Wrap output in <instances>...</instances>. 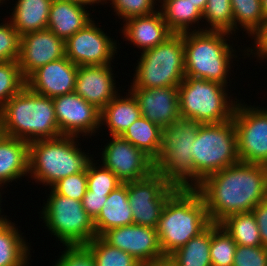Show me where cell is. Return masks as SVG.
<instances>
[{
  "label": "cell",
  "mask_w": 267,
  "mask_h": 266,
  "mask_svg": "<svg viewBox=\"0 0 267 266\" xmlns=\"http://www.w3.org/2000/svg\"><path fill=\"white\" fill-rule=\"evenodd\" d=\"M29 143L2 135L0 137V185H6L28 177ZM10 182V183H9Z\"/></svg>",
  "instance_id": "obj_23"
},
{
  "label": "cell",
  "mask_w": 267,
  "mask_h": 266,
  "mask_svg": "<svg viewBox=\"0 0 267 266\" xmlns=\"http://www.w3.org/2000/svg\"><path fill=\"white\" fill-rule=\"evenodd\" d=\"M264 18H267V0H261Z\"/></svg>",
  "instance_id": "obj_50"
},
{
  "label": "cell",
  "mask_w": 267,
  "mask_h": 266,
  "mask_svg": "<svg viewBox=\"0 0 267 266\" xmlns=\"http://www.w3.org/2000/svg\"><path fill=\"white\" fill-rule=\"evenodd\" d=\"M64 247L52 266H96L94 256L85 245Z\"/></svg>",
  "instance_id": "obj_41"
},
{
  "label": "cell",
  "mask_w": 267,
  "mask_h": 266,
  "mask_svg": "<svg viewBox=\"0 0 267 266\" xmlns=\"http://www.w3.org/2000/svg\"><path fill=\"white\" fill-rule=\"evenodd\" d=\"M51 188L59 195L82 201L87 190V169L60 179Z\"/></svg>",
  "instance_id": "obj_40"
},
{
  "label": "cell",
  "mask_w": 267,
  "mask_h": 266,
  "mask_svg": "<svg viewBox=\"0 0 267 266\" xmlns=\"http://www.w3.org/2000/svg\"><path fill=\"white\" fill-rule=\"evenodd\" d=\"M66 1H70V2H75V3H78V4H81L83 6H86L89 8V6H93L92 8L94 9V5H95V8H96V5L99 6V5H104L106 4V0H66Z\"/></svg>",
  "instance_id": "obj_46"
},
{
  "label": "cell",
  "mask_w": 267,
  "mask_h": 266,
  "mask_svg": "<svg viewBox=\"0 0 267 266\" xmlns=\"http://www.w3.org/2000/svg\"><path fill=\"white\" fill-rule=\"evenodd\" d=\"M128 89L137 99L141 115L161 128L181 117L178 86Z\"/></svg>",
  "instance_id": "obj_20"
},
{
  "label": "cell",
  "mask_w": 267,
  "mask_h": 266,
  "mask_svg": "<svg viewBox=\"0 0 267 266\" xmlns=\"http://www.w3.org/2000/svg\"><path fill=\"white\" fill-rule=\"evenodd\" d=\"M3 135L1 124H0V137Z\"/></svg>",
  "instance_id": "obj_52"
},
{
  "label": "cell",
  "mask_w": 267,
  "mask_h": 266,
  "mask_svg": "<svg viewBox=\"0 0 267 266\" xmlns=\"http://www.w3.org/2000/svg\"><path fill=\"white\" fill-rule=\"evenodd\" d=\"M94 256L96 266H141L130 254L106 243L100 236L85 245Z\"/></svg>",
  "instance_id": "obj_34"
},
{
  "label": "cell",
  "mask_w": 267,
  "mask_h": 266,
  "mask_svg": "<svg viewBox=\"0 0 267 266\" xmlns=\"http://www.w3.org/2000/svg\"><path fill=\"white\" fill-rule=\"evenodd\" d=\"M107 3L112 5L111 10L115 13L113 15H116L122 22L132 17L151 15L159 10L157 8L159 0H106Z\"/></svg>",
  "instance_id": "obj_38"
},
{
  "label": "cell",
  "mask_w": 267,
  "mask_h": 266,
  "mask_svg": "<svg viewBox=\"0 0 267 266\" xmlns=\"http://www.w3.org/2000/svg\"><path fill=\"white\" fill-rule=\"evenodd\" d=\"M96 236L109 229L134 224L128 201L127 182L122 183L107 196L99 215L93 220Z\"/></svg>",
  "instance_id": "obj_25"
},
{
  "label": "cell",
  "mask_w": 267,
  "mask_h": 266,
  "mask_svg": "<svg viewBox=\"0 0 267 266\" xmlns=\"http://www.w3.org/2000/svg\"><path fill=\"white\" fill-rule=\"evenodd\" d=\"M140 53L129 88L179 86L184 80L183 33L173 34L165 42Z\"/></svg>",
  "instance_id": "obj_9"
},
{
  "label": "cell",
  "mask_w": 267,
  "mask_h": 266,
  "mask_svg": "<svg viewBox=\"0 0 267 266\" xmlns=\"http://www.w3.org/2000/svg\"><path fill=\"white\" fill-rule=\"evenodd\" d=\"M179 188L160 173L127 182V193L134 224L157 228L166 201Z\"/></svg>",
  "instance_id": "obj_12"
},
{
  "label": "cell",
  "mask_w": 267,
  "mask_h": 266,
  "mask_svg": "<svg viewBox=\"0 0 267 266\" xmlns=\"http://www.w3.org/2000/svg\"><path fill=\"white\" fill-rule=\"evenodd\" d=\"M195 189L203 198L211 223L251 212L267 199V166L239 162L206 177Z\"/></svg>",
  "instance_id": "obj_1"
},
{
  "label": "cell",
  "mask_w": 267,
  "mask_h": 266,
  "mask_svg": "<svg viewBox=\"0 0 267 266\" xmlns=\"http://www.w3.org/2000/svg\"><path fill=\"white\" fill-rule=\"evenodd\" d=\"M109 137L111 139L99 153V163L112 171L123 183L143 179L155 171L154 161L142 150L121 136Z\"/></svg>",
  "instance_id": "obj_14"
},
{
  "label": "cell",
  "mask_w": 267,
  "mask_h": 266,
  "mask_svg": "<svg viewBox=\"0 0 267 266\" xmlns=\"http://www.w3.org/2000/svg\"><path fill=\"white\" fill-rule=\"evenodd\" d=\"M5 19L0 23V62L18 61L20 35L10 21Z\"/></svg>",
  "instance_id": "obj_39"
},
{
  "label": "cell",
  "mask_w": 267,
  "mask_h": 266,
  "mask_svg": "<svg viewBox=\"0 0 267 266\" xmlns=\"http://www.w3.org/2000/svg\"><path fill=\"white\" fill-rule=\"evenodd\" d=\"M78 138L61 135L29 143L28 178L51 188L60 179L85 171L97 157L89 154L90 150L82 151Z\"/></svg>",
  "instance_id": "obj_5"
},
{
  "label": "cell",
  "mask_w": 267,
  "mask_h": 266,
  "mask_svg": "<svg viewBox=\"0 0 267 266\" xmlns=\"http://www.w3.org/2000/svg\"><path fill=\"white\" fill-rule=\"evenodd\" d=\"M108 195L109 194H94L86 190L82 199V206L93 220L99 215Z\"/></svg>",
  "instance_id": "obj_44"
},
{
  "label": "cell",
  "mask_w": 267,
  "mask_h": 266,
  "mask_svg": "<svg viewBox=\"0 0 267 266\" xmlns=\"http://www.w3.org/2000/svg\"><path fill=\"white\" fill-rule=\"evenodd\" d=\"M53 106L61 135L88 140L99 134L101 110L75 92L54 97Z\"/></svg>",
  "instance_id": "obj_15"
},
{
  "label": "cell",
  "mask_w": 267,
  "mask_h": 266,
  "mask_svg": "<svg viewBox=\"0 0 267 266\" xmlns=\"http://www.w3.org/2000/svg\"><path fill=\"white\" fill-rule=\"evenodd\" d=\"M194 188L206 177L240 162L233 119L201 124L193 142Z\"/></svg>",
  "instance_id": "obj_8"
},
{
  "label": "cell",
  "mask_w": 267,
  "mask_h": 266,
  "mask_svg": "<svg viewBox=\"0 0 267 266\" xmlns=\"http://www.w3.org/2000/svg\"><path fill=\"white\" fill-rule=\"evenodd\" d=\"M52 0H15L10 16L12 26L21 36L47 29Z\"/></svg>",
  "instance_id": "obj_26"
},
{
  "label": "cell",
  "mask_w": 267,
  "mask_h": 266,
  "mask_svg": "<svg viewBox=\"0 0 267 266\" xmlns=\"http://www.w3.org/2000/svg\"><path fill=\"white\" fill-rule=\"evenodd\" d=\"M121 137L142 150L153 161L158 158L162 137V128L158 124L141 116L123 132Z\"/></svg>",
  "instance_id": "obj_29"
},
{
  "label": "cell",
  "mask_w": 267,
  "mask_h": 266,
  "mask_svg": "<svg viewBox=\"0 0 267 266\" xmlns=\"http://www.w3.org/2000/svg\"><path fill=\"white\" fill-rule=\"evenodd\" d=\"M3 188H5L4 186H2V185H0V205H1V203H2V200H3V198H2V189ZM2 198V199H1ZM3 210H2V208H1V206H0V223H3V222H5V221H7L8 219H9V217H8V215L6 216H4V215H2L1 213H3L2 212ZM8 217V218H7Z\"/></svg>",
  "instance_id": "obj_49"
},
{
  "label": "cell",
  "mask_w": 267,
  "mask_h": 266,
  "mask_svg": "<svg viewBox=\"0 0 267 266\" xmlns=\"http://www.w3.org/2000/svg\"><path fill=\"white\" fill-rule=\"evenodd\" d=\"M210 224L201 194L195 188H179L166 201L156 228L163 255L168 257Z\"/></svg>",
  "instance_id": "obj_4"
},
{
  "label": "cell",
  "mask_w": 267,
  "mask_h": 266,
  "mask_svg": "<svg viewBox=\"0 0 267 266\" xmlns=\"http://www.w3.org/2000/svg\"><path fill=\"white\" fill-rule=\"evenodd\" d=\"M233 266H267V247L237 245Z\"/></svg>",
  "instance_id": "obj_42"
},
{
  "label": "cell",
  "mask_w": 267,
  "mask_h": 266,
  "mask_svg": "<svg viewBox=\"0 0 267 266\" xmlns=\"http://www.w3.org/2000/svg\"><path fill=\"white\" fill-rule=\"evenodd\" d=\"M202 15L203 20L201 23H206V25H201L203 26V31H222L233 35L231 0H207Z\"/></svg>",
  "instance_id": "obj_33"
},
{
  "label": "cell",
  "mask_w": 267,
  "mask_h": 266,
  "mask_svg": "<svg viewBox=\"0 0 267 266\" xmlns=\"http://www.w3.org/2000/svg\"><path fill=\"white\" fill-rule=\"evenodd\" d=\"M237 244L219 224L211 223L212 266H233Z\"/></svg>",
  "instance_id": "obj_35"
},
{
  "label": "cell",
  "mask_w": 267,
  "mask_h": 266,
  "mask_svg": "<svg viewBox=\"0 0 267 266\" xmlns=\"http://www.w3.org/2000/svg\"><path fill=\"white\" fill-rule=\"evenodd\" d=\"M97 161L93 159L87 166V190L94 194H110L123 182Z\"/></svg>",
  "instance_id": "obj_37"
},
{
  "label": "cell",
  "mask_w": 267,
  "mask_h": 266,
  "mask_svg": "<svg viewBox=\"0 0 267 266\" xmlns=\"http://www.w3.org/2000/svg\"><path fill=\"white\" fill-rule=\"evenodd\" d=\"M159 3L158 8L163 20L174 34L203 30L199 25L203 19L202 12L191 1L159 0Z\"/></svg>",
  "instance_id": "obj_28"
},
{
  "label": "cell",
  "mask_w": 267,
  "mask_h": 266,
  "mask_svg": "<svg viewBox=\"0 0 267 266\" xmlns=\"http://www.w3.org/2000/svg\"><path fill=\"white\" fill-rule=\"evenodd\" d=\"M233 11V36L236 32L245 31L248 37L264 21L261 0H231ZM243 28V29H242Z\"/></svg>",
  "instance_id": "obj_32"
},
{
  "label": "cell",
  "mask_w": 267,
  "mask_h": 266,
  "mask_svg": "<svg viewBox=\"0 0 267 266\" xmlns=\"http://www.w3.org/2000/svg\"><path fill=\"white\" fill-rule=\"evenodd\" d=\"M65 57V41L49 29L20 37L18 65L26 80L35 70Z\"/></svg>",
  "instance_id": "obj_17"
},
{
  "label": "cell",
  "mask_w": 267,
  "mask_h": 266,
  "mask_svg": "<svg viewBox=\"0 0 267 266\" xmlns=\"http://www.w3.org/2000/svg\"><path fill=\"white\" fill-rule=\"evenodd\" d=\"M92 16L86 6L66 0H52L47 29L66 41L90 23L94 19Z\"/></svg>",
  "instance_id": "obj_22"
},
{
  "label": "cell",
  "mask_w": 267,
  "mask_h": 266,
  "mask_svg": "<svg viewBox=\"0 0 267 266\" xmlns=\"http://www.w3.org/2000/svg\"><path fill=\"white\" fill-rule=\"evenodd\" d=\"M7 1H10V0H0V7H1L2 4H5L6 5V2Z\"/></svg>",
  "instance_id": "obj_51"
},
{
  "label": "cell",
  "mask_w": 267,
  "mask_h": 266,
  "mask_svg": "<svg viewBox=\"0 0 267 266\" xmlns=\"http://www.w3.org/2000/svg\"><path fill=\"white\" fill-rule=\"evenodd\" d=\"M242 100H238L232 117L239 160L267 166V106L247 105Z\"/></svg>",
  "instance_id": "obj_11"
},
{
  "label": "cell",
  "mask_w": 267,
  "mask_h": 266,
  "mask_svg": "<svg viewBox=\"0 0 267 266\" xmlns=\"http://www.w3.org/2000/svg\"><path fill=\"white\" fill-rule=\"evenodd\" d=\"M201 124L180 117L162 128L161 148L155 171L178 188H194L193 142Z\"/></svg>",
  "instance_id": "obj_6"
},
{
  "label": "cell",
  "mask_w": 267,
  "mask_h": 266,
  "mask_svg": "<svg viewBox=\"0 0 267 266\" xmlns=\"http://www.w3.org/2000/svg\"><path fill=\"white\" fill-rule=\"evenodd\" d=\"M112 247L130 254L139 264L166 258L160 247L156 228L137 224L115 227L100 236Z\"/></svg>",
  "instance_id": "obj_16"
},
{
  "label": "cell",
  "mask_w": 267,
  "mask_h": 266,
  "mask_svg": "<svg viewBox=\"0 0 267 266\" xmlns=\"http://www.w3.org/2000/svg\"><path fill=\"white\" fill-rule=\"evenodd\" d=\"M120 92L101 110L100 131L106 128L110 136H121L123 132L141 115L139 103L129 90ZM122 95V96H121ZM106 125V126H105Z\"/></svg>",
  "instance_id": "obj_24"
},
{
  "label": "cell",
  "mask_w": 267,
  "mask_h": 266,
  "mask_svg": "<svg viewBox=\"0 0 267 266\" xmlns=\"http://www.w3.org/2000/svg\"><path fill=\"white\" fill-rule=\"evenodd\" d=\"M211 224L167 258L174 266H212L210 258Z\"/></svg>",
  "instance_id": "obj_30"
},
{
  "label": "cell",
  "mask_w": 267,
  "mask_h": 266,
  "mask_svg": "<svg viewBox=\"0 0 267 266\" xmlns=\"http://www.w3.org/2000/svg\"><path fill=\"white\" fill-rule=\"evenodd\" d=\"M141 266H174V264L166 257L156 262L144 263Z\"/></svg>",
  "instance_id": "obj_47"
},
{
  "label": "cell",
  "mask_w": 267,
  "mask_h": 266,
  "mask_svg": "<svg viewBox=\"0 0 267 266\" xmlns=\"http://www.w3.org/2000/svg\"><path fill=\"white\" fill-rule=\"evenodd\" d=\"M254 40L251 47H245L242 51L244 58L255 57L259 63L267 60V18L261 23L260 27L251 35ZM250 52V53H249ZM245 55H247L245 57ZM249 55V56H248ZM252 55V56H250ZM261 62H260V61Z\"/></svg>",
  "instance_id": "obj_43"
},
{
  "label": "cell",
  "mask_w": 267,
  "mask_h": 266,
  "mask_svg": "<svg viewBox=\"0 0 267 266\" xmlns=\"http://www.w3.org/2000/svg\"><path fill=\"white\" fill-rule=\"evenodd\" d=\"M113 67L112 64L78 66L74 92L102 110L122 91L116 87Z\"/></svg>",
  "instance_id": "obj_18"
},
{
  "label": "cell",
  "mask_w": 267,
  "mask_h": 266,
  "mask_svg": "<svg viewBox=\"0 0 267 266\" xmlns=\"http://www.w3.org/2000/svg\"><path fill=\"white\" fill-rule=\"evenodd\" d=\"M219 225L240 246H263L259 227L253 212L233 214L222 220Z\"/></svg>",
  "instance_id": "obj_31"
},
{
  "label": "cell",
  "mask_w": 267,
  "mask_h": 266,
  "mask_svg": "<svg viewBox=\"0 0 267 266\" xmlns=\"http://www.w3.org/2000/svg\"><path fill=\"white\" fill-rule=\"evenodd\" d=\"M25 86L17 61L0 62V109Z\"/></svg>",
  "instance_id": "obj_36"
},
{
  "label": "cell",
  "mask_w": 267,
  "mask_h": 266,
  "mask_svg": "<svg viewBox=\"0 0 267 266\" xmlns=\"http://www.w3.org/2000/svg\"><path fill=\"white\" fill-rule=\"evenodd\" d=\"M189 1L195 4L196 7L203 13L207 4V0H189Z\"/></svg>",
  "instance_id": "obj_48"
},
{
  "label": "cell",
  "mask_w": 267,
  "mask_h": 266,
  "mask_svg": "<svg viewBox=\"0 0 267 266\" xmlns=\"http://www.w3.org/2000/svg\"><path fill=\"white\" fill-rule=\"evenodd\" d=\"M43 202L39 216L45 228L62 243V246L86 245L94 237L96 231L93 219L82 206V201L57 194L52 188Z\"/></svg>",
  "instance_id": "obj_10"
},
{
  "label": "cell",
  "mask_w": 267,
  "mask_h": 266,
  "mask_svg": "<svg viewBox=\"0 0 267 266\" xmlns=\"http://www.w3.org/2000/svg\"><path fill=\"white\" fill-rule=\"evenodd\" d=\"M123 23H120L123 26L119 30L124 36L123 41L128 40V45L133 44L142 52L165 42L174 34L159 10L151 15L129 18Z\"/></svg>",
  "instance_id": "obj_21"
},
{
  "label": "cell",
  "mask_w": 267,
  "mask_h": 266,
  "mask_svg": "<svg viewBox=\"0 0 267 266\" xmlns=\"http://www.w3.org/2000/svg\"><path fill=\"white\" fill-rule=\"evenodd\" d=\"M95 23L93 19L65 41V56L77 66L112 64L118 53L119 41Z\"/></svg>",
  "instance_id": "obj_13"
},
{
  "label": "cell",
  "mask_w": 267,
  "mask_h": 266,
  "mask_svg": "<svg viewBox=\"0 0 267 266\" xmlns=\"http://www.w3.org/2000/svg\"><path fill=\"white\" fill-rule=\"evenodd\" d=\"M252 212L259 227L262 245L267 247V199L259 202L252 209Z\"/></svg>",
  "instance_id": "obj_45"
},
{
  "label": "cell",
  "mask_w": 267,
  "mask_h": 266,
  "mask_svg": "<svg viewBox=\"0 0 267 266\" xmlns=\"http://www.w3.org/2000/svg\"><path fill=\"white\" fill-rule=\"evenodd\" d=\"M78 66L66 56L35 70L26 86L33 92L54 98L74 92Z\"/></svg>",
  "instance_id": "obj_19"
},
{
  "label": "cell",
  "mask_w": 267,
  "mask_h": 266,
  "mask_svg": "<svg viewBox=\"0 0 267 266\" xmlns=\"http://www.w3.org/2000/svg\"><path fill=\"white\" fill-rule=\"evenodd\" d=\"M230 39L235 40V37L222 31L202 30L183 33L185 77L203 78L231 86L232 64L233 61L239 60H236L237 50L230 43L233 42Z\"/></svg>",
  "instance_id": "obj_3"
},
{
  "label": "cell",
  "mask_w": 267,
  "mask_h": 266,
  "mask_svg": "<svg viewBox=\"0 0 267 266\" xmlns=\"http://www.w3.org/2000/svg\"><path fill=\"white\" fill-rule=\"evenodd\" d=\"M3 135L28 143L61 136L53 98L31 91L25 86L0 109Z\"/></svg>",
  "instance_id": "obj_2"
},
{
  "label": "cell",
  "mask_w": 267,
  "mask_h": 266,
  "mask_svg": "<svg viewBox=\"0 0 267 266\" xmlns=\"http://www.w3.org/2000/svg\"><path fill=\"white\" fill-rule=\"evenodd\" d=\"M229 91L228 86L217 82L185 77L178 86L180 116L200 124H217L232 119L239 97L233 99Z\"/></svg>",
  "instance_id": "obj_7"
},
{
  "label": "cell",
  "mask_w": 267,
  "mask_h": 266,
  "mask_svg": "<svg viewBox=\"0 0 267 266\" xmlns=\"http://www.w3.org/2000/svg\"><path fill=\"white\" fill-rule=\"evenodd\" d=\"M16 225L10 219L0 223V266L31 265V245Z\"/></svg>",
  "instance_id": "obj_27"
}]
</instances>
